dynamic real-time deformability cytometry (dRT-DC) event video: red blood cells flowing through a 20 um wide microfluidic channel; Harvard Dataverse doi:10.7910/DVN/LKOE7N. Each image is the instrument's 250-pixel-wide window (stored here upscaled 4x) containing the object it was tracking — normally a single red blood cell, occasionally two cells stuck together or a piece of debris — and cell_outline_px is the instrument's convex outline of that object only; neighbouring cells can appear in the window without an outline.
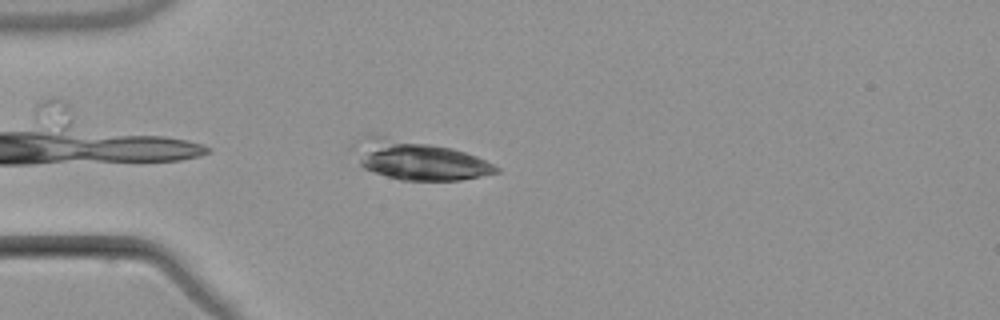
{"species": "common noctule bat (a hibernating species)", "species_latin": "Nyctalus noctula", "temperature_condition": "warm", "stored_images_in_passage": 6, "segment_of_instrument_passage": [2, 2], "camera_frame_rate_fps": 3000, "um_per_image_px": 0.085, "animal": {"sex": "male", "body_mass_g": 21.5, "forearm_length_mm": 52.0}, "frame": {"image": 1, "passage_image": 5, "time_ms": 5.0, "image_size_px": [1000, 320], "cell_outline_px": [[500, 172], [460, 180], [400, 180], [364, 168], [360, 164], [348, 148], [352, 144], [368, 132], [372, 132], [452, 148], [476, 156], [500, 168]], "centroid_in_image_um": [35.44, 13.55], "position_along_channel_um": 49.6, "area_um2": 33.12}}